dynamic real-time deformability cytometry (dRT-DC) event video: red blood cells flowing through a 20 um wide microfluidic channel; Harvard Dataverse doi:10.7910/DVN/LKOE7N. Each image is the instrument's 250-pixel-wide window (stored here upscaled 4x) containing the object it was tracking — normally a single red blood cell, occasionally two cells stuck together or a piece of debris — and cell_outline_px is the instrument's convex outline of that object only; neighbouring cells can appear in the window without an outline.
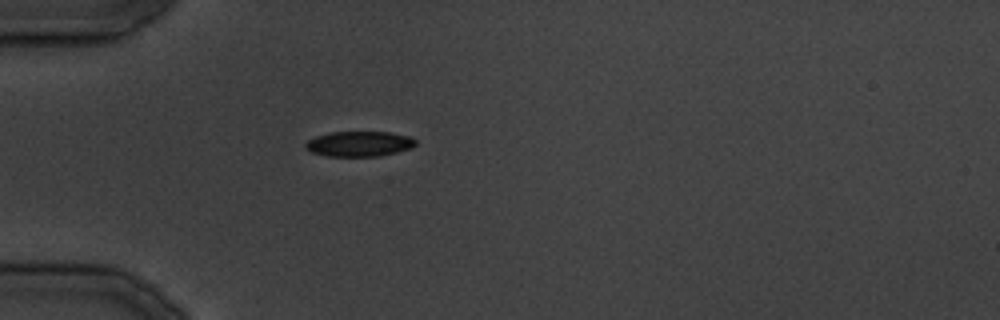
{"species": "common noctule bat (a hibernating species)", "species_latin": "Nyctalus noctula", "temperature_condition": "cold", "stored_images_in_passage": 26, "camera_frame_rate_fps": 3000, "um_per_image_px": 0.085, "animal": {"sex": "male", "body_mass_g": 19.5, "forearm_length_mm": 54.6}, "frame": {"image": 1, "passage_image": 1, "time_ms": 0.0, "image_size_px": [1000, 320], "cell_outline_px": [[416, 144], [412, 148], [380, 156], [324, 156], [312, 152], [304, 148], [304, 144], [308, 140], [316, 136], [328, 132], [392, 132], [412, 136], [416, 140]], "centroid_in_image_um": [30.54, 12.22], "position_along_channel_um": 54.5, "area_um2": 16.42}}
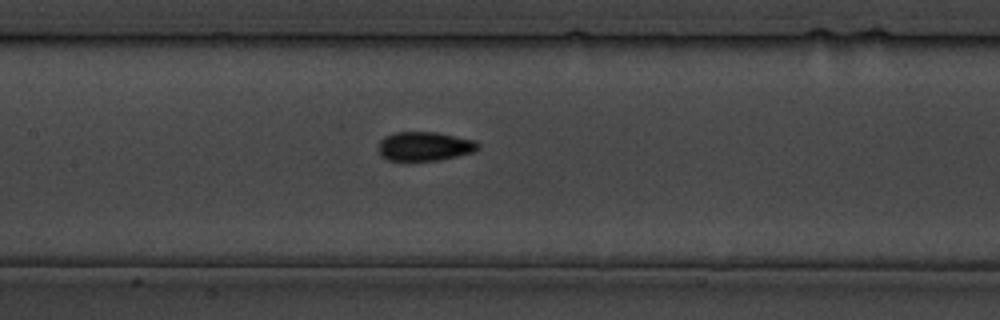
{"frame": {"image": 2, "passage_image": 8, "time_ms": 8.0, "image_size_px": [1000, 320], "cell_outline_px": [[480, 148], [476, 152], [440, 160], [408, 164], [404, 164], [388, 160], [380, 156], [376, 148], [380, 140], [384, 136], [396, 132], [436, 132], [476, 140], [480, 144]], "centroid_in_image_um": [36.05, 12.49], "position_along_channel_um": 171.4, "area_um2": 18.03}}
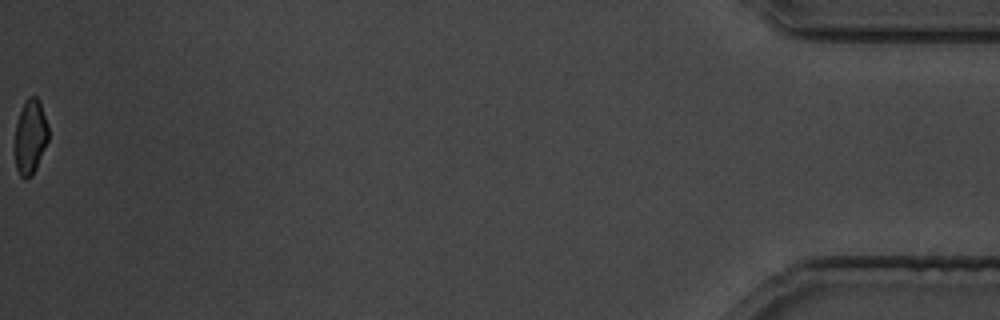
{"frame": {"image": 3, "passage_image": 26, "time_ms": 30.333, "image_size_px": [1000, 320], "cell_outline_px": [[48, 140], [36, 168], [32, 176], [24, 180], [20, 176], [16, 168], [16, 124], [24, 100], [28, 96], [36, 96], [40, 100], [48, 124]], "centroid_in_image_um": [2.6, 11.6], "position_along_channel_um": 432.6, "area_um2": 14.57}}